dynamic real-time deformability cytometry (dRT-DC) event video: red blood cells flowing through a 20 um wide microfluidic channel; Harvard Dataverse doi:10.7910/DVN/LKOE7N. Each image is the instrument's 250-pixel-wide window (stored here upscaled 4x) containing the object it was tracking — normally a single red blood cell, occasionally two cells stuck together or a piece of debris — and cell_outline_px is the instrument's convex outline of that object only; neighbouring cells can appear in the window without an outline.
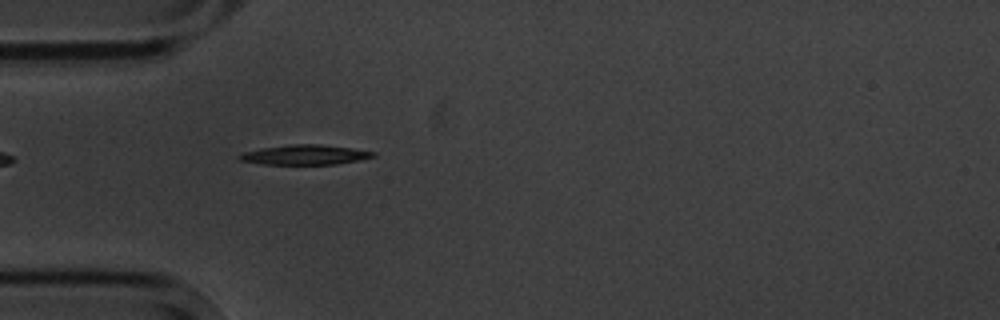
{"species": "common noctule bat (a hibernating species)", "species_latin": "Nyctalus noctula", "temperature_condition": "cold", "stored_images_in_passage": 4, "camera_frame_rate_fps": 3000, "um_per_image_px": 0.085, "animal": {"sex": "male", "body_mass_g": 20.1, "forearm_length_mm": 53.5}, "frame": {"image": 1, "passage_image": 4, "time_ms": 4.667, "image_size_px": [1000, 320], "cell_outline_px": [[376, 156], [360, 160], [336, 164], [260, 164], [240, 160], [236, 156], [244, 152], [264, 148], [288, 144], [320, 144], [352, 148], [376, 152]], "centroid_in_image_um": [25.94, 13.15], "position_along_channel_um": 59.1, "area_um2": 15.43}}